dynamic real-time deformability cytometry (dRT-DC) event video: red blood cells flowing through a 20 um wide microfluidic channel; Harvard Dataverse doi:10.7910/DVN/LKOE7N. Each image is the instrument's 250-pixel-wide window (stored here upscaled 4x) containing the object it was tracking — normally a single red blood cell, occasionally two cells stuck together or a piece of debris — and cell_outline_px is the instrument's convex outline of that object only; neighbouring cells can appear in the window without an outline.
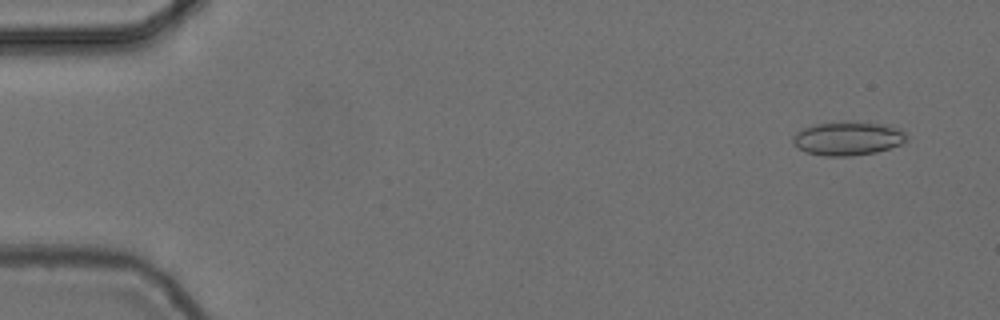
{"species": "common noctule bat (a hibernating species)", "species_latin": "Nyctalus noctula", "temperature_condition": "cold", "stored_images_in_passage": 56, "camera_frame_rate_fps": 3000, "um_per_image_px": 0.085, "animal": {"sex": "female", "body_mass_g": 24.6, "forearm_length_mm": 56.2}, "frame": {"image": 1, "passage_image": 4, "time_ms": 1.0, "image_size_px": [1000, 320], "cell_outline_px": [[908, 140], [900, 144], [876, 152], [852, 156], [824, 156], [804, 152], [796, 148], [792, 144], [792, 136], [796, 132], [804, 128], [816, 124], [892, 124], [900, 128], [908, 136]], "centroid_in_image_um": [72.06, 11.81], "position_along_channel_um": 12.9, "area_um2": 21.96}}
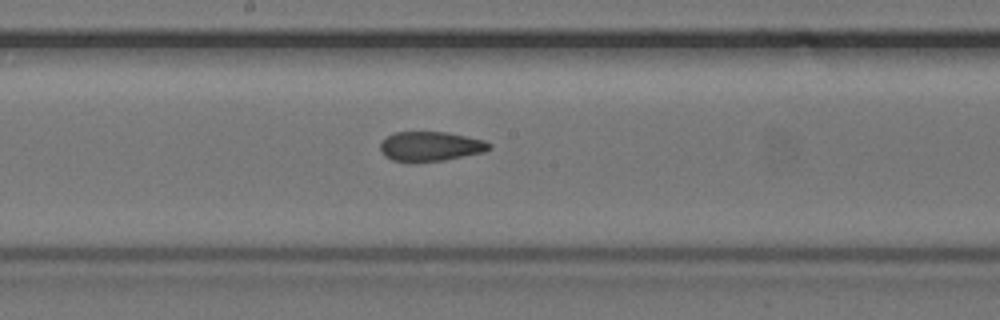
{"frame": {"image": 2, "passage_image": 30, "time_ms": 9.667, "image_size_px": [1000, 320], "cell_outline_px": [[492, 148], [484, 152], [444, 160], [416, 164], [392, 160], [384, 156], [380, 148], [380, 144], [388, 136], [396, 132], [444, 132], [484, 140], [492, 144]], "centroid_in_image_um": [36.58, 12.47], "position_along_channel_um": 211.6, "area_um2": 19.02}}
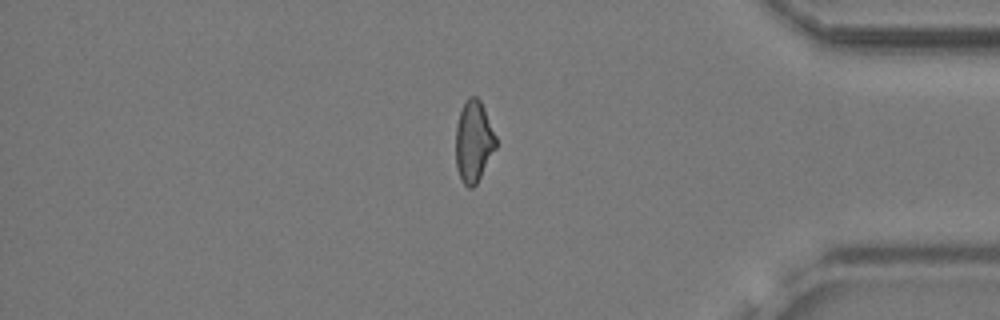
{"frame": {"image": 3, "passage_image": 47, "time_ms": 15.333, "image_size_px": [1000, 320], "cell_outline_px": [[496, 148], [476, 184], [472, 188], [468, 188], [464, 184], [456, 168], [456, 124], [460, 112], [468, 96], [476, 96], [480, 100], [484, 108], [496, 136]], "centroid_in_image_um": [40.25, 12.02], "position_along_channel_um": 394.9, "area_um2": 18.96}, "authors_computed_cell_mechanics": {"area_um2": 19.7098, "velocity_mm_per_s": 3.7233, "shape_relaxation_time_tau1_ms": null, "shape_relaxation_time_tau2_ms": 3.9737, "deformation_change_tau1": null, "deformation_change_tau2": 0.0863}}